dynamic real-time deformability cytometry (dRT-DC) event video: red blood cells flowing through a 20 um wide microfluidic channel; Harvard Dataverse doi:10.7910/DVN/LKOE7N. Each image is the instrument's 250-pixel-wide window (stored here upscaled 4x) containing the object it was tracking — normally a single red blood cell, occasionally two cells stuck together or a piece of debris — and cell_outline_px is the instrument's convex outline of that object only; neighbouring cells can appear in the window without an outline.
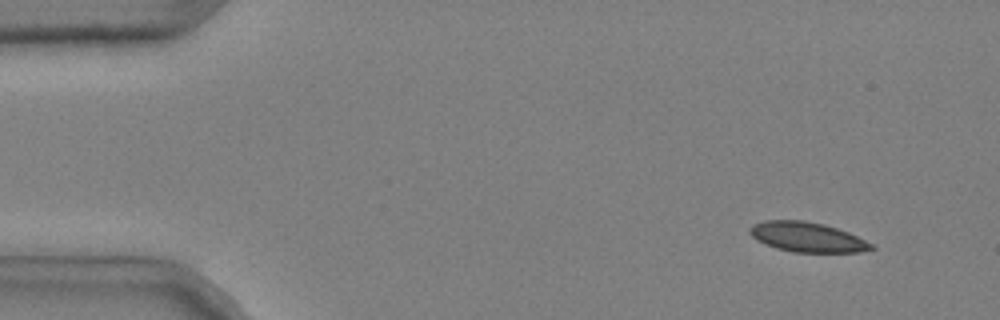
{"species": "common noctule bat (a hibernating species)", "species_latin": "Nyctalus noctula", "temperature_condition": "cold", "stored_images_in_passage": 52, "camera_frame_rate_fps": 3000, "um_per_image_px": 0.085, "animal": {"sex": "male", "body_mass_g": 20.4}, "frame": {"image": 1, "passage_image": 5, "time_ms": 1.333, "image_size_px": [1000, 320], "cell_outline_px": [[876, 248], [860, 252], [792, 252], [776, 248], [764, 244], [756, 240], [748, 232], [748, 228], [752, 224], [764, 220], [804, 220], [824, 224], [848, 232], [872, 244]], "centroid_in_image_um": [68.56, 20.14], "position_along_channel_um": 16.4, "area_um2": 21.21}}
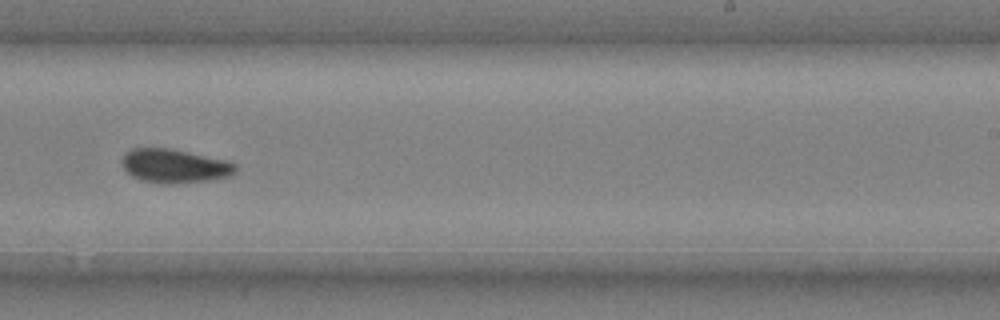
{"frame": {"image": 2, "passage_image": 34, "time_ms": 11.0, "image_size_px": [1000, 320], "cell_outline_px": [[236, 172], [228, 176], [212, 180], [176, 184], [164, 184], [140, 180], [132, 176], [124, 168], [124, 152], [132, 148], [168, 148], [188, 152], [224, 160], [236, 164]], "centroid_in_image_um": [14.84, 14.12], "position_along_channel_um": 274.2, "area_um2": 22.25}}
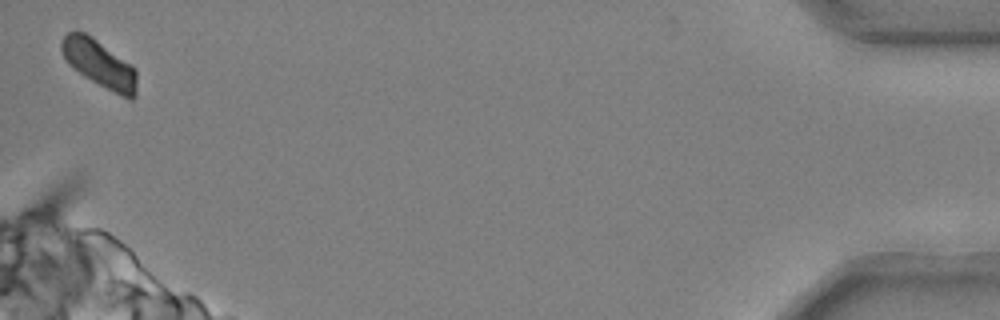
{"frame": {"image": 3, "passage_image": 52, "time_ms": 17.0, "image_size_px": [1000, 320], "cell_outline_px": [[136, 96], [132, 100], [128, 100], [120, 96], [84, 76], [68, 64], [60, 48], [60, 44], [64, 36], [68, 32], [84, 32], [132, 64], [136, 68]], "centroid_in_image_um": [8.48, 5.45], "position_along_channel_um": 426.7, "area_um2": 20.69}, "authors_computed_cell_mechanics": {"area_um2": 21.7617, "velocity_mm_per_s": 3.6693, "shape_relaxation_time_tau1_ms": 8.0977, "shape_relaxation_time_tau2_ms": null, "deformation_change_tau1": 0.1627, "deformation_change_tau2": null}}